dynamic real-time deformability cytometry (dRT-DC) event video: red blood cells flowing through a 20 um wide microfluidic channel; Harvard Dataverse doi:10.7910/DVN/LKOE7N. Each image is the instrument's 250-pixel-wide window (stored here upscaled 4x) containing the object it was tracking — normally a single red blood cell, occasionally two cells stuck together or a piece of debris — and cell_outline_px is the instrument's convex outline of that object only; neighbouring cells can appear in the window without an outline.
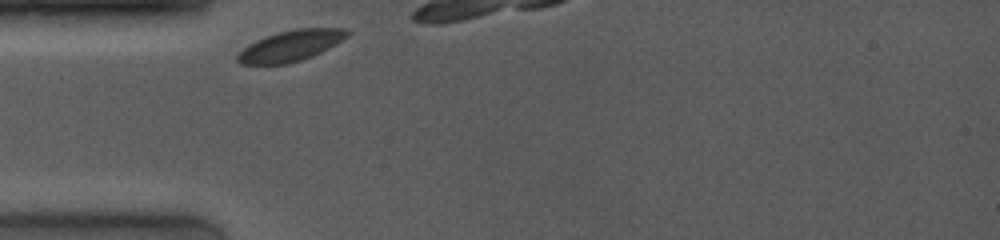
{"species": "common noctule bat (a hibernating species)", "species_latin": "Nyctalus noctula", "temperature_condition": "room temperature", "stored_images_in_passage": 28, "camera_frame_rate_fps": 4000, "um_per_image_px": 0.085, "animal": {"sex": "female", "body_mass_g": 19.0, "forearm_length_mm": 53.3}, "frame": {"image": 1, "passage_image": 1, "time_ms": 0.0, "image_size_px": [1000, 240], "cell_outline_px": [[352, 32], [348, 36], [328, 48], [312, 56], [288, 64], [240, 64], [236, 60], [236, 56], [248, 44], [256, 40], [280, 32], [296, 28], [348, 28]], "centroid_in_image_um": [24.73, 3.88], "position_along_channel_um": 60.3, "area_um2": 19.59}}
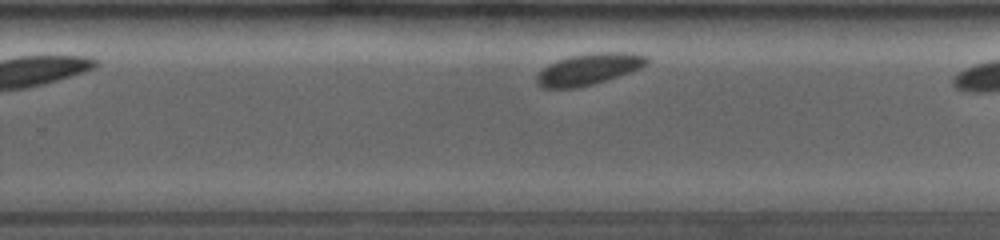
{"frame": {"image": 2, "passage_image": 20, "time_ms": 6.0, "image_size_px": [1000, 240], "cell_outline_px": [[648, 64], [640, 68], [580, 88], [544, 88], [536, 84], [536, 76], [548, 64], [556, 60], [568, 56], [600, 52], [632, 52], [648, 56]], "centroid_in_image_um": [50.03, 5.87], "position_along_channel_um": 279.8, "area_um2": 20.06}}
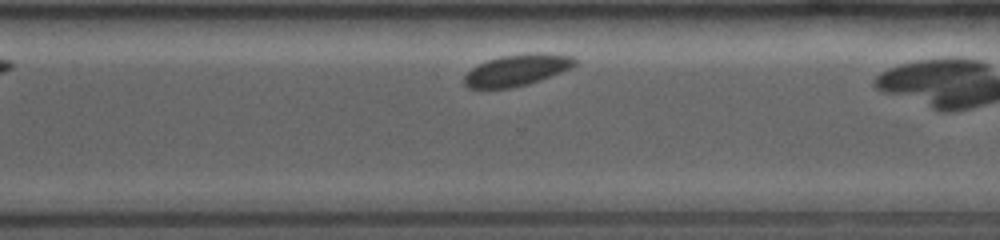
{"frame": {"image": 3, "passage_image": 24, "time_ms": 7.25, "image_size_px": [1000, 240], "cell_outline_px": [[576, 64], [572, 68], [540, 80], [528, 84], [508, 88], [468, 88], [464, 84], [464, 76], [472, 68], [488, 60], [500, 56], [536, 52], [540, 52], [572, 56], [576, 60]], "centroid_in_image_um": [43.96, 5.95], "position_along_channel_um": 326.6, "area_um2": 20.17}}